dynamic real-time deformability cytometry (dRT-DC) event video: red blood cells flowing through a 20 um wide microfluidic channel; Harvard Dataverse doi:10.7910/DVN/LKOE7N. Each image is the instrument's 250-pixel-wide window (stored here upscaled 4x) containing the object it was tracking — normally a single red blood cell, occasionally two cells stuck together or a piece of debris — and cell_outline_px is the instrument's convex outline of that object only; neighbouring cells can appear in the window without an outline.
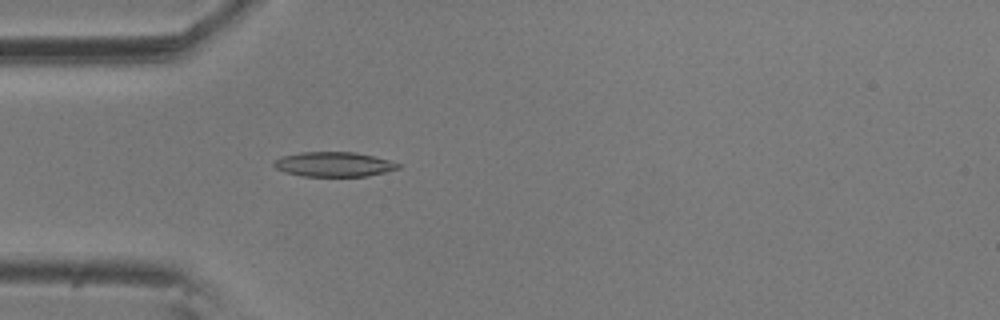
{"species": "common noctule bat (a hibernating species)", "species_latin": "Nyctalus noctula", "temperature_condition": "room temperature", "stored_images_in_passage": 4, "camera_frame_rate_fps": 3000, "um_per_image_px": 0.085, "animal": {"sex": "male", "body_mass_g": 20.5, "forearm_length_mm": 52.5}, "frame": {"image": 1, "passage_image": 4, "time_ms": 1.0, "image_size_px": [1000, 320], "cell_outline_px": [[400, 168], [368, 176], [304, 176], [284, 172], [276, 168], [272, 164], [280, 156], [300, 152], [356, 152], [388, 160], [400, 164]], "centroid_in_image_um": [28.34, 13.96], "position_along_channel_um": 56.7, "area_um2": 17.8}}